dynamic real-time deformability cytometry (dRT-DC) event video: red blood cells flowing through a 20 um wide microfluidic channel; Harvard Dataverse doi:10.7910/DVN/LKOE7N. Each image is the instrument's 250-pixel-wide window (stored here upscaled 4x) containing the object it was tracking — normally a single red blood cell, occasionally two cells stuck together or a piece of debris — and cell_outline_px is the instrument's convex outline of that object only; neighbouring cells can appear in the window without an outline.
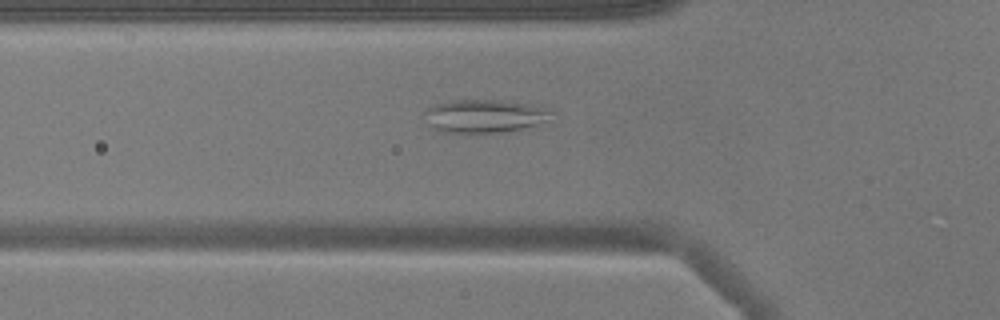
{"species": "common noctule bat (a hibernating species)", "species_latin": "Nyctalus noctula", "temperature_condition": "warm", "stored_images_in_passage": 38, "camera_frame_rate_fps": 3000, "um_per_image_px": 0.085, "animal": {"sex": "male", "body_mass_g": 17.9}, "frame": {"image": 1, "passage_image": 4, "time_ms": 1.0, "image_size_px": [1000, 320], "cell_outline_px": [[556, 112], [544, 120], [536, 124], [504, 132], [444, 132], [432, 128], [428, 124], [420, 112], [432, 104], [448, 100], [504, 100], [532, 104], [548, 108]], "centroid_in_image_um": [41.09, 9.83], "position_along_channel_um": 84.7, "area_um2": 24.8}}
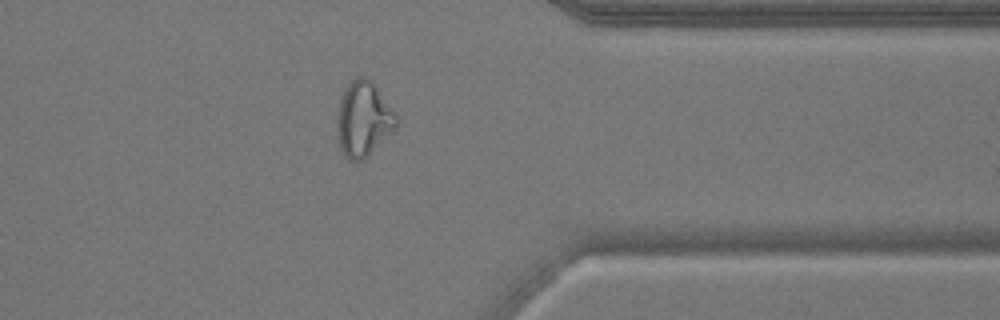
{"frame": {"image": 2, "passage_image": 28, "time_ms": 9.0, "image_size_px": [1000, 320], "cell_outline_px": [[396, 128], [392, 132], [356, 164], [348, 160], [344, 156], [340, 148], [336, 124], [340, 96], [344, 88], [356, 76], [368, 76], [372, 80], [392, 108], [396, 116]], "centroid_in_image_um": [30.85, 10.08], "position_along_channel_um": 380.5, "area_um2": 25.89}}
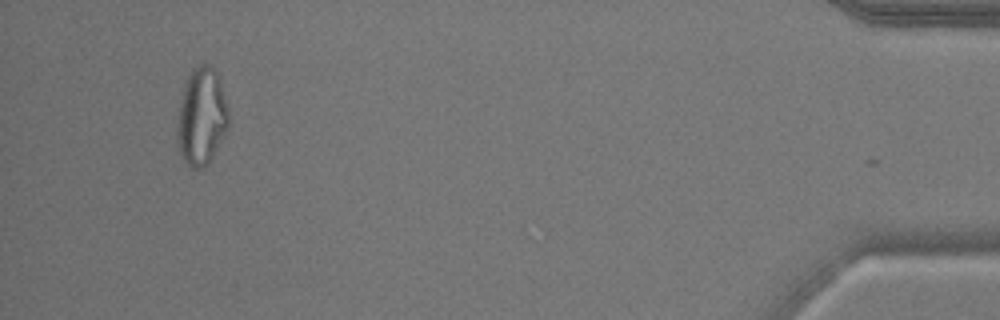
{"frame": {"image": 3, "passage_image": 36, "time_ms": 11.667, "image_size_px": [1000, 320], "cell_outline_px": [[228, 128], [208, 160], [200, 168], [192, 168], [184, 160], [180, 152], [176, 140], [176, 132], [180, 100], [184, 84], [192, 68], [200, 64], [208, 64], [216, 68], [228, 108]], "centroid_in_image_um": [17.11, 9.84], "position_along_channel_um": 418.1, "area_um2": 28.84}, "authors_computed_cell_mechanics": {"area_um2": 22.5131, "velocity_mm_per_s": 3.8175, "shape_relaxation_time_tau1_ms": null, "shape_relaxation_time_tau2_ms": 1.5559, "deformation_change_tau1": null, "deformation_change_tau2": 0.0611}}